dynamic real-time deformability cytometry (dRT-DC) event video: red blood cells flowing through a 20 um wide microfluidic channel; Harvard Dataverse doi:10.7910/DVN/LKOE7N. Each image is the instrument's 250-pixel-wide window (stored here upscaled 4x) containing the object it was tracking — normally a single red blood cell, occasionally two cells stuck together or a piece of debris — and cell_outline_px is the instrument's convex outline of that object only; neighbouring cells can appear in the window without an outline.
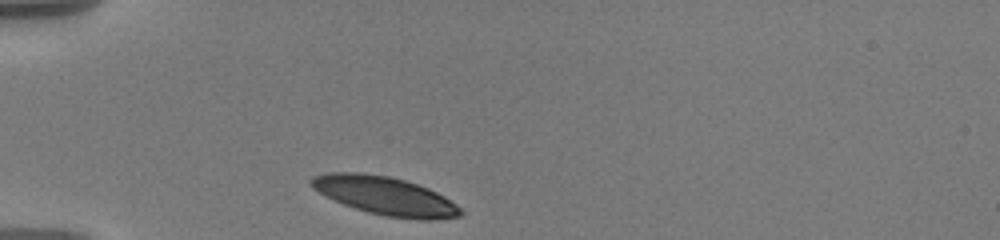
{"species": "human", "species_latin": "Homo sapiens", "temperature_condition": "warm", "stored_images_in_passage": 14, "camera_frame_rate_fps": 3000, "um_per_image_px": 0.085, "donor": {"sex": "male"}, "frame": {"image": 1, "passage_image": 1, "time_ms": 0.0, "image_size_px": [1000, 240], "cell_outline_px": [[464, 212], [460, 216], [432, 220], [416, 220], [384, 216], [368, 212], [344, 204], [324, 196], [312, 188], [308, 184], [308, 180], [312, 176], [324, 172], [360, 172], [388, 176], [404, 180], [428, 188], [444, 196], [456, 204]], "centroid_in_image_um": [32.68, 16.64], "position_along_channel_um": 52.3, "area_um2": 33.64}}
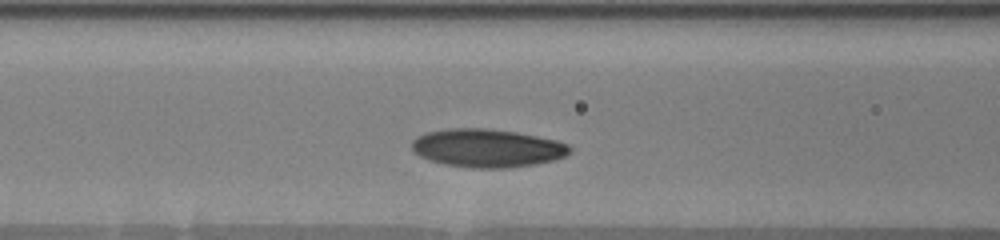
{"frame": {"image": 2, "passage_image": 8, "time_ms": 2.667, "image_size_px": [1000, 240], "cell_outline_px": [[572, 148], [564, 156], [552, 160], [536, 164], [504, 168], [472, 168], [444, 164], [428, 160], [420, 156], [412, 148], [412, 140], [416, 136], [424, 132], [448, 128], [484, 128], [516, 132], [556, 140], [568, 144]], "centroid_in_image_um": [41.37, 12.58], "position_along_channel_um": 125.2, "area_um2": 35.2}}
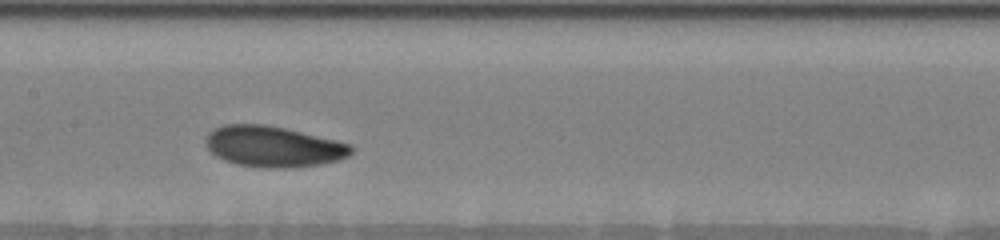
{"frame": {"image": 3, "passage_image": 12, "time_ms": 4.333, "image_size_px": [1000, 240], "cell_outline_px": [[352, 152], [348, 156], [340, 160], [320, 164], [284, 168], [264, 168], [236, 164], [224, 160], [216, 156], [204, 144], [204, 136], [212, 128], [224, 124], [264, 124], [284, 128], [336, 140], [352, 144]], "centroid_in_image_um": [23.18, 12.45], "position_along_channel_um": 184.2, "area_um2": 34.85}}